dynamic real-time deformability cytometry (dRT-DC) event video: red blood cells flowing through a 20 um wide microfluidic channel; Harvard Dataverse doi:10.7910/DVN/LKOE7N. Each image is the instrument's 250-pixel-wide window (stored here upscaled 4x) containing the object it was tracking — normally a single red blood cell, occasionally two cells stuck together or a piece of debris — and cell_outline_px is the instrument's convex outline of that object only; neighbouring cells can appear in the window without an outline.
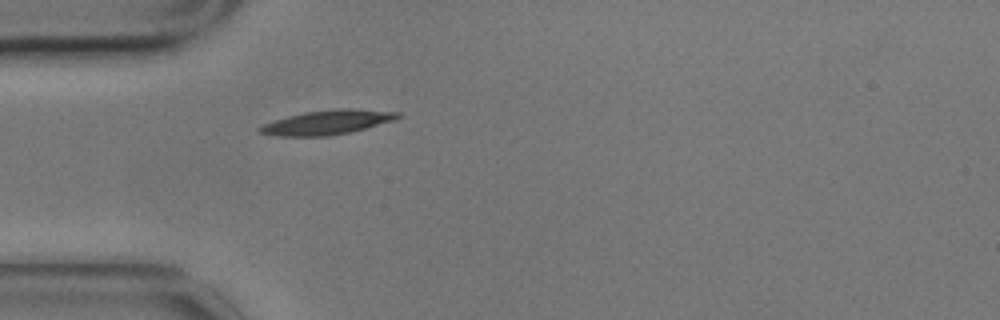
{"species": "common noctule bat (a hibernating species)", "species_latin": "Nyctalus noctula", "temperature_condition": "cold", "stored_images_in_passage": 1, "camera_frame_rate_fps": 3000, "um_per_image_px": 0.085, "animal": {"sex": "male", "body_mass_g": 17.9}, "frame": {"image": 1, "passage_image": 1, "time_ms": 0.0, "image_size_px": [1000, 320], "cell_outline_px": [[400, 116], [396, 120], [348, 132], [328, 136], [276, 136], [256, 132], [256, 128], [264, 124], [288, 116], [304, 112], [340, 108], [352, 108], [400, 112]], "centroid_in_image_um": [27.8, 10.39], "position_along_channel_um": 57.2, "area_um2": 19.54}}